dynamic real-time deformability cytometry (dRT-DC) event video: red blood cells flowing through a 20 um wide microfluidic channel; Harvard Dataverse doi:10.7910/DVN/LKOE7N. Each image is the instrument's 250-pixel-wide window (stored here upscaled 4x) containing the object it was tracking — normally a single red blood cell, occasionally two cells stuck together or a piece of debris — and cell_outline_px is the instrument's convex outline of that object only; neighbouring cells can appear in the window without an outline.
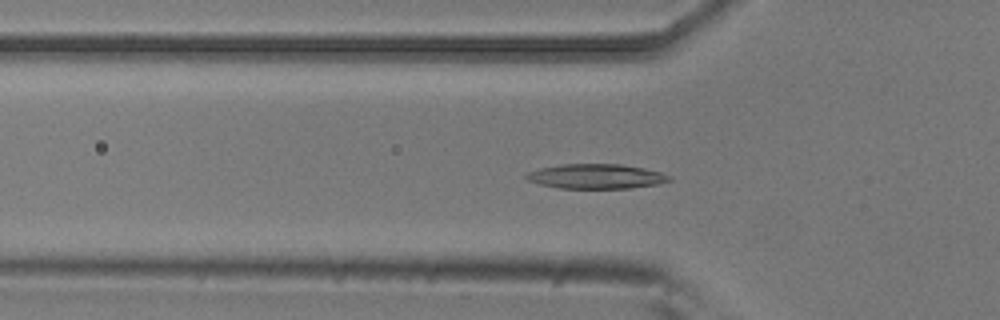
{"species": "common noctule bat (a hibernating species)", "species_latin": "Nyctalus noctula", "temperature_condition": "room temperature", "stored_images_in_passage": 53, "camera_frame_rate_fps": 3000, "um_per_image_px": 0.085, "animal": {"sex": "male", "body_mass_g": 20.5, "forearm_length_mm": 52.5}, "frame": {"image": 1, "passage_image": 17, "time_ms": 5.333, "image_size_px": [1000, 320], "cell_outline_px": [[672, 180], [656, 184], [632, 188], [560, 188], [540, 184], [528, 180], [524, 176], [528, 172], [540, 168], [564, 164], [620, 164], [644, 168], [660, 172], [672, 176]], "centroid_in_image_um": [50.69, 14.99], "position_along_channel_um": 75.1, "area_um2": 20.46}}
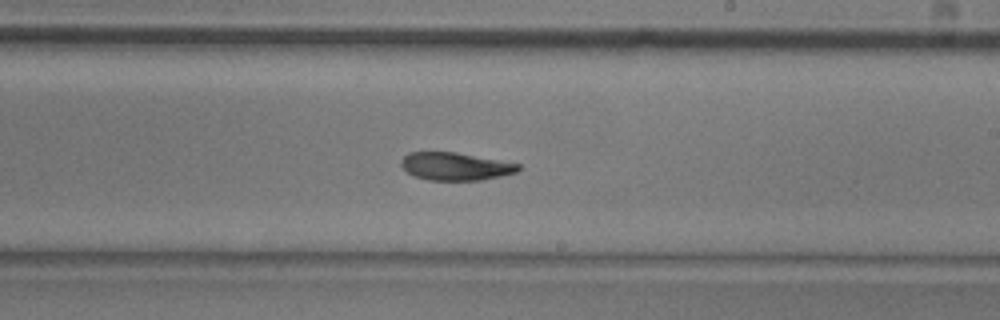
{"frame": {"image": 2, "passage_image": 31, "time_ms": 10.0, "image_size_px": [1000, 320], "cell_outline_px": [[520, 168], [516, 172], [500, 176], [480, 180], [428, 180], [416, 176], [408, 172], [400, 164], [400, 160], [408, 152], [456, 152], [520, 164]], "centroid_in_image_um": [38.69, 14.13], "position_along_channel_um": 250.3, "area_um2": 18.79}}
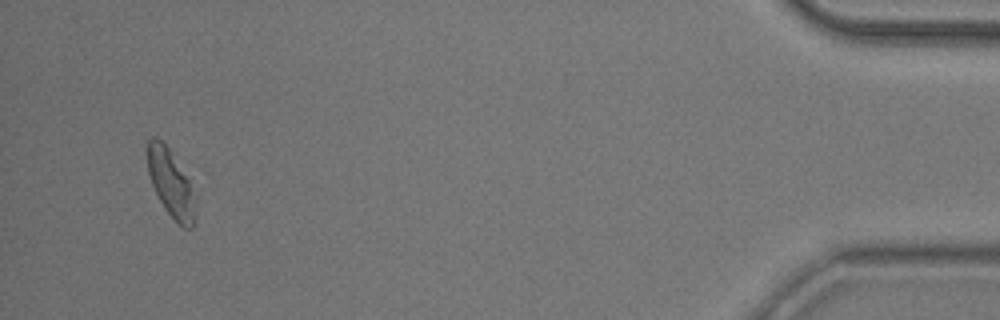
{"frame": {"image": 3, "passage_image": 51, "time_ms": 16.667, "image_size_px": [1000, 320], "cell_outline_px": [[196, 220], [192, 228], [184, 228], [176, 224], [164, 208], [152, 184], [148, 172], [148, 140], [152, 136], [156, 136], [168, 148], [188, 180], [196, 216]], "centroid_in_image_um": [14.5, 15.64], "position_along_channel_um": 420.7, "area_um2": 18.21}, "authors_computed_cell_mechanics": {"area_um2": 19.8254, "velocity_mm_per_s": 3.7362, "shape_relaxation_time_tau1_ms": 7.0773, "shape_relaxation_time_tau2_ms": 7.6776, "deformation_change_tau1": 0.1796, "deformation_change_tau2": 0.1693}}